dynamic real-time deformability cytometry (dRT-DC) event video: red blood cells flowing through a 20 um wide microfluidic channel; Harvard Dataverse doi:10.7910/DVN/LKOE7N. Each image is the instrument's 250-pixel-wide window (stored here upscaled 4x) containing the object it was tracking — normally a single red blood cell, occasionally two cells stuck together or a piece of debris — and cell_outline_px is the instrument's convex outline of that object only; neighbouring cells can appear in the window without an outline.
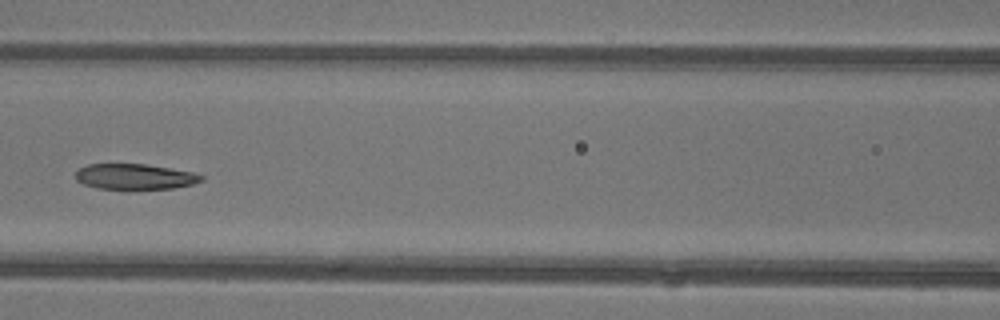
{"species": "common noctule bat (a hibernating species)", "species_latin": "Nyctalus noctula", "temperature_condition": "warm", "stored_images_in_passage": 6, "camera_frame_rate_fps": 3000, "um_per_image_px": 0.085, "animal": {"sex": "female"}, "frame": {"image": 1, "passage_image": 6, "time_ms": 1.667, "image_size_px": [1000, 320], "cell_outline_px": [[204, 180], [192, 184], [172, 188], [96, 188], [84, 184], [76, 180], [76, 172], [80, 168], [88, 164], [148, 164], [192, 172], [204, 176]], "centroid_in_image_um": [11.47, 15.0], "position_along_channel_um": 155.1, "area_um2": 18.44}}